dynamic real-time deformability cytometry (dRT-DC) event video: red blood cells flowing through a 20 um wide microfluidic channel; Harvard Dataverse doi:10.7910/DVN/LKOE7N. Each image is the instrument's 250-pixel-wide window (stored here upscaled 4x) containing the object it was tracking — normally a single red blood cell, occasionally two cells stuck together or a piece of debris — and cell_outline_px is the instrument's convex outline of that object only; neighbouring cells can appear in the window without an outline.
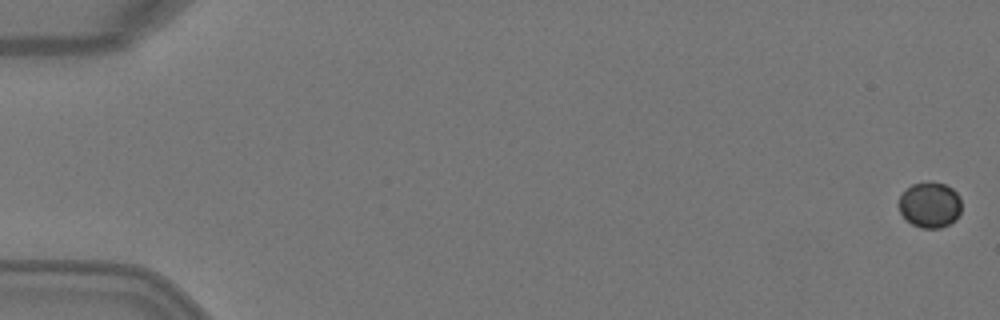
{"species": "Egyptian fruit bat (a non-hibernating species)", "species_latin": "Rousettus aegyptiacus", "temperature_condition": "warm", "stored_images_in_passage": 5, "camera_frame_rate_fps": 3000, "um_per_image_px": 0.085, "animal": {"sex": "female"}, "frame": {"image": 1, "passage_image": 1, "time_ms": 0.0, "image_size_px": [1000, 320], "cell_outline_px": [[960, 212], [956, 220], [940, 228], [920, 228], [912, 224], [900, 212], [896, 204], [900, 196], [912, 184], [928, 180], [944, 184], [952, 188], [960, 196]], "centroid_in_image_um": [79.03, 17.4], "position_along_channel_um": 6.0, "area_um2": 16.88}}
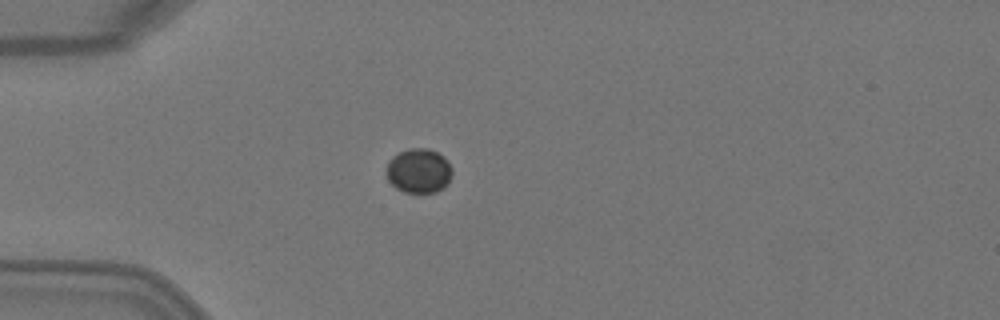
{"frame": {"image": 2, "passage_image": 5, "time_ms": 1.333, "image_size_px": [1000, 320], "cell_outline_px": [[452, 176], [448, 184], [444, 188], [436, 192], [404, 192], [396, 188], [388, 180], [388, 160], [392, 156], [400, 152], [412, 148], [428, 148], [444, 156], [448, 160], [452, 168]], "centroid_in_image_um": [35.64, 14.52], "position_along_channel_um": 49.4, "area_um2": 17.11}}